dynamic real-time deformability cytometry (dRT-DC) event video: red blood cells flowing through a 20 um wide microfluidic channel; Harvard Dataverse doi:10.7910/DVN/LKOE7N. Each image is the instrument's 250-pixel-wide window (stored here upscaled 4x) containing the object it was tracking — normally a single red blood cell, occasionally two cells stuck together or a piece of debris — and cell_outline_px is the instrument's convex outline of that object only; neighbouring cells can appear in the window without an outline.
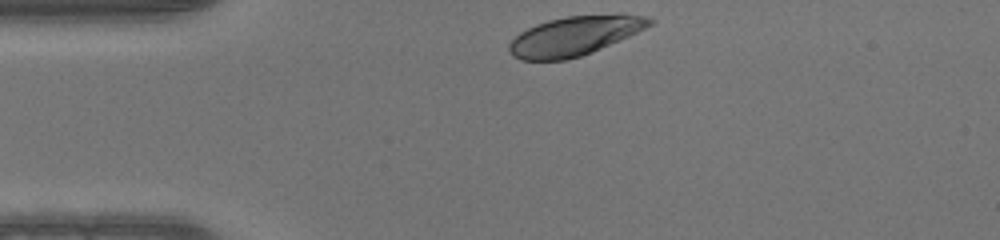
{"species": "human", "species_latin": "Homo sapiens", "temperature_condition": "warm", "stored_images_in_passage": 31, "camera_frame_rate_fps": 3000, "um_per_image_px": 0.085, "donor": {"sex": "male"}, "frame": {"image": 1, "passage_image": 1, "time_ms": 0.0, "image_size_px": [1000, 240], "cell_outline_px": [[656, 20], [652, 24], [628, 36], [600, 48], [580, 56], [564, 60], [520, 60], [512, 56], [508, 48], [508, 44], [520, 32], [536, 24], [548, 20], [568, 16], [620, 12], [644, 16]], "centroid_in_image_um": [48.84, 3.02], "position_along_channel_um": 36.2, "area_um2": 32.19}}
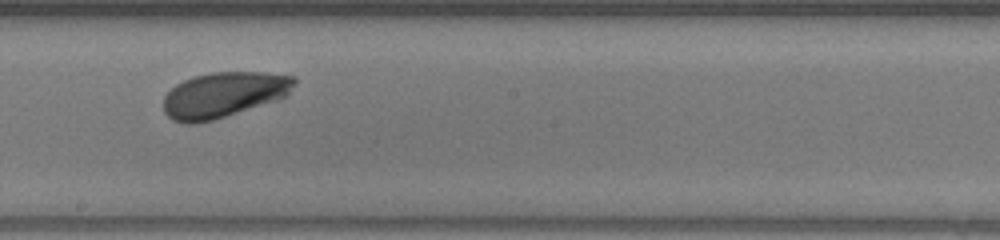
{"frame": {"image": 2, "passage_image": 18, "time_ms": 5.667, "image_size_px": [1000, 240], "cell_outline_px": [[296, 80], [288, 92], [284, 96], [276, 100], [212, 120], [196, 124], [184, 124], [172, 120], [164, 112], [164, 96], [176, 84], [192, 76], [212, 72], [264, 72], [296, 76]], "centroid_in_image_um": [18.97, 8.05], "position_along_channel_um": 229.2, "area_um2": 34.45}}
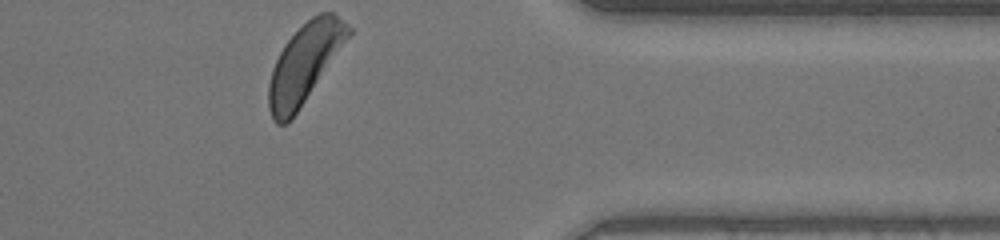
{"frame": {"image": 3, "passage_image": 31, "time_ms": 10.0, "image_size_px": [1000, 240], "cell_outline_px": [[352, 32], [292, 120], [284, 124], [276, 124], [272, 120], [268, 108], [268, 84], [272, 68], [284, 44], [312, 16], [320, 12], [332, 12], [348, 24], [352, 28]], "centroid_in_image_um": [25.86, 5.42], "position_along_channel_um": 385.5, "area_um2": 36.18}}